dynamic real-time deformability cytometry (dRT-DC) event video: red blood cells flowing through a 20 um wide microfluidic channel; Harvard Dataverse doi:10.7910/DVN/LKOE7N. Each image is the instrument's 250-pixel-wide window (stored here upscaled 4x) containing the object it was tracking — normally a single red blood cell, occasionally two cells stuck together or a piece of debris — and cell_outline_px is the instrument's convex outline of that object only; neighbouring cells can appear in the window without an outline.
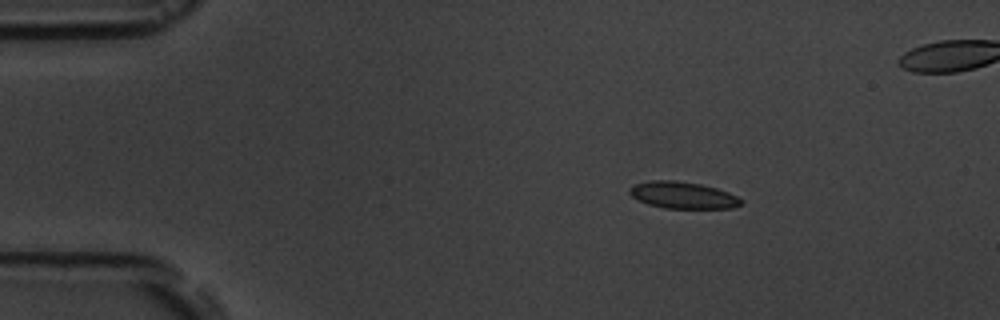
{"species": "common noctule bat (a hibernating species)", "species_latin": "Nyctalus noctula", "temperature_condition": "room temperature", "stored_images_in_passage": 5, "camera_frame_rate_fps": 3000, "um_per_image_px": 0.085, "animal": {"sex": "male", "body_mass_g": 19.5, "forearm_length_mm": 54.6}, "frame": {"image": 1, "passage_image": 2, "time_ms": 2.0, "image_size_px": [1000, 320], "cell_outline_px": [[744, 200], [740, 204], [732, 208], [664, 208], [648, 204], [632, 196], [628, 192], [628, 188], [636, 184], [652, 180], [676, 180], [700, 184], [716, 188], [728, 192]], "centroid_in_image_um": [58.04, 16.58], "position_along_channel_um": 27.0, "area_um2": 17.28}}